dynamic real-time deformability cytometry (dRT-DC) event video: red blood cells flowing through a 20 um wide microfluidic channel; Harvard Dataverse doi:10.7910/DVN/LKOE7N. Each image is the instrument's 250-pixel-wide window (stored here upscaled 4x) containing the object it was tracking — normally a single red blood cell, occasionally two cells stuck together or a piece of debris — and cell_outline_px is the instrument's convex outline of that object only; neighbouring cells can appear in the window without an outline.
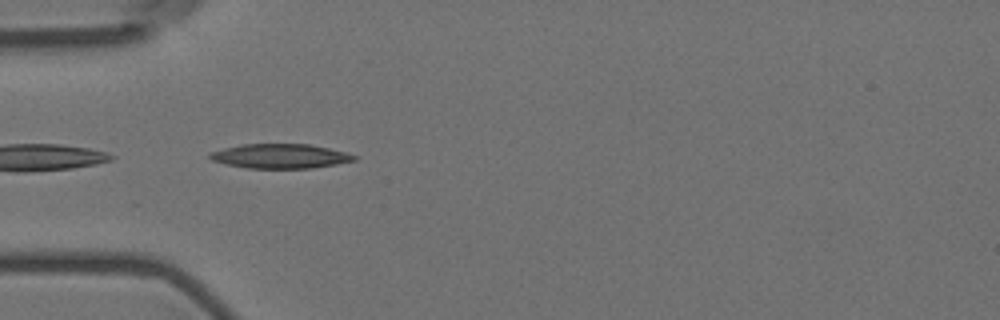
{"species": "Egyptian fruit bat (a non-hibernating species)", "species_latin": "Rousettus aegyptiacus", "temperature_condition": "room temperature", "stored_images_in_passage": 10, "camera_frame_rate_fps": 3000, "um_per_image_px": 0.085, "animal": {"sex": "female"}, "frame": {"image": 1, "passage_image": 1, "time_ms": 0.0, "image_size_px": [1000, 320], "cell_outline_px": [[356, 160], [336, 164], [312, 168], [248, 168], [224, 164], [212, 160], [208, 156], [208, 152], [224, 148], [244, 144], [308, 144], [348, 152], [356, 156]], "centroid_in_image_um": [23.8, 13.27], "position_along_channel_um": 61.2, "area_um2": 20.58}}
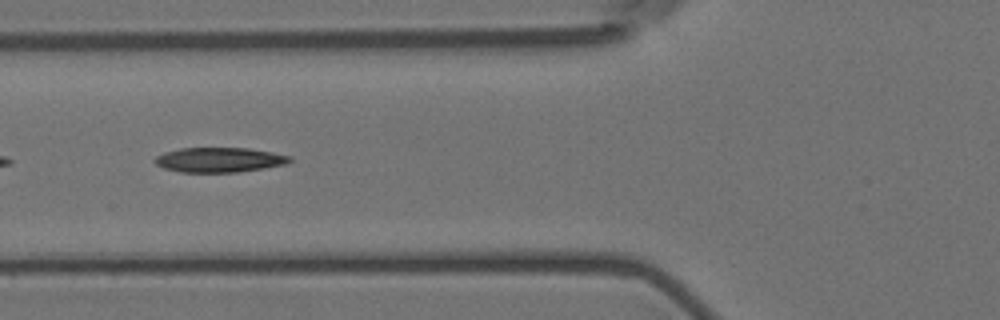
{"frame": {"image": 2, "passage_image": 5, "time_ms": 1.333, "image_size_px": [1000, 320], "cell_outline_px": [[292, 160], [284, 164], [264, 168], [236, 172], [180, 172], [164, 168], [156, 164], [152, 160], [156, 156], [164, 152], [180, 148], [248, 148], [272, 152], [292, 156]], "centroid_in_image_um": [18.62, 13.58], "position_along_channel_um": 107.2, "area_um2": 19.48}}